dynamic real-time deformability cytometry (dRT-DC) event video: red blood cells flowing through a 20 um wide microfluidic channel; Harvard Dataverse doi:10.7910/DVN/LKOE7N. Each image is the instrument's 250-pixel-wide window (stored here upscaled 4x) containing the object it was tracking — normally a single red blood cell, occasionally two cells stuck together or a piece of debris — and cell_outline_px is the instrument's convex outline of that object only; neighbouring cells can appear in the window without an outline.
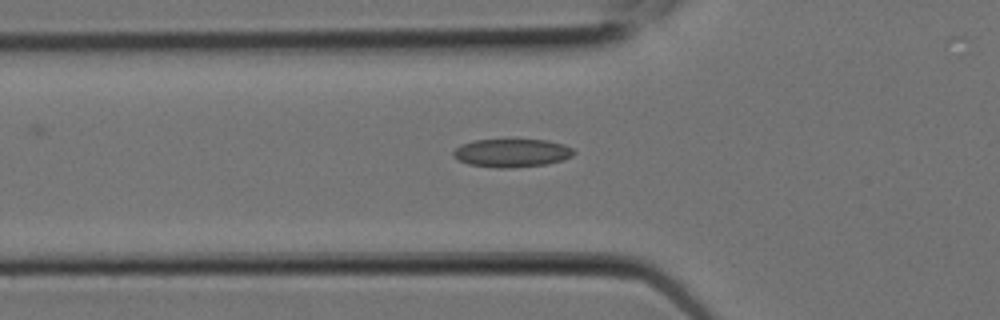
{"species": "Egyptian fruit bat (a non-hibernating species)", "species_latin": "Rousettus aegyptiacus", "temperature_condition": "room temperature", "stored_images_in_passage": 7, "camera_frame_rate_fps": 3000, "um_per_image_px": 0.085, "animal": {"sex": "female"}, "frame": {"image": 1, "passage_image": 7, "time_ms": 2.0, "image_size_px": [1000, 320], "cell_outline_px": [[576, 152], [572, 156], [564, 160], [544, 164], [504, 168], [496, 168], [468, 164], [452, 156], [452, 152], [460, 144], [476, 140], [544, 140], [564, 144], [572, 148]], "centroid_in_image_um": [43.49, 13.0], "position_along_channel_um": 82.3, "area_um2": 19.71}}